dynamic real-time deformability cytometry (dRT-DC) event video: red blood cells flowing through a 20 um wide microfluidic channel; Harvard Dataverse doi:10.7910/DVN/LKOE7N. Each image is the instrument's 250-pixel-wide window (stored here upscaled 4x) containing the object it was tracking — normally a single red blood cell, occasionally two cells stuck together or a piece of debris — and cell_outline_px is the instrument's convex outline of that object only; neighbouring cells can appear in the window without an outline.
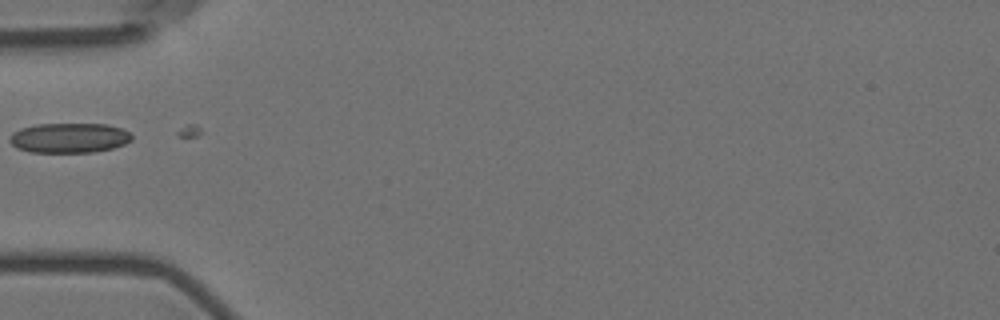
{"species": "Egyptian fruit bat (a non-hibernating species)", "species_latin": "Rousettus aegyptiacus", "temperature_condition": "room temperature", "stored_images_in_passage": 38, "camera_frame_rate_fps": 3000, "um_per_image_px": 0.085, "animal": {"sex": "female"}, "frame": {"image": 1, "passage_image": 1, "time_ms": 0.0, "image_size_px": [1000, 320], "cell_outline_px": [[128, 136], [124, 140], [116, 144], [104, 148], [72, 152], [48, 152], [24, 148], [16, 144], [92, 128], [112, 128]], "centroid_in_image_um": [6.57, 11.98], "position_along_channel_um": 78.4, "area_um2": 11.91}}
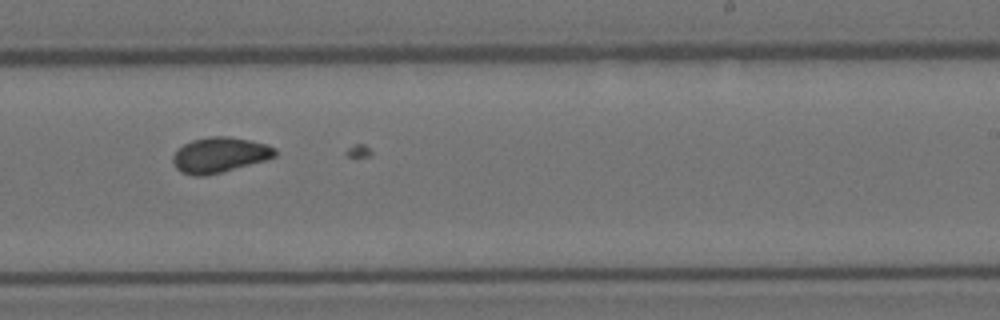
{"frame": {"image": 2, "passage_image": 17, "time_ms": 5.333, "image_size_px": [1000, 320], "cell_outline_px": [[272, 152], [268, 156], [224, 168], [208, 172], [192, 172], [180, 168], [180, 152], [192, 144], [204, 140], [236, 140], [268, 148]], "centroid_in_image_um": [18.65, 13.17], "position_along_channel_um": 270.4, "area_um2": 15.09}}
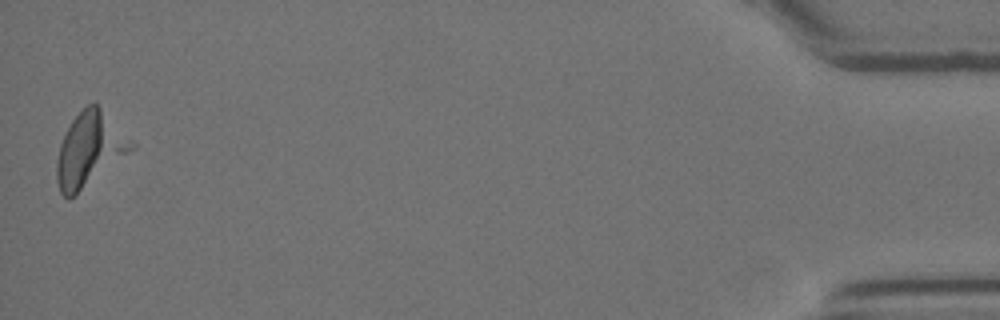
{"frame": {"image": 3, "passage_image": 38, "time_ms": 12.333, "image_size_px": [1000, 320], "cell_outline_px": [[100, 136], [96, 152], [76, 192], [72, 196], [60, 184], [60, 156], [96, 108]], "centroid_in_image_um": [6.76, 13.16], "position_along_channel_um": 428.4, "area_um2": 13.24}}